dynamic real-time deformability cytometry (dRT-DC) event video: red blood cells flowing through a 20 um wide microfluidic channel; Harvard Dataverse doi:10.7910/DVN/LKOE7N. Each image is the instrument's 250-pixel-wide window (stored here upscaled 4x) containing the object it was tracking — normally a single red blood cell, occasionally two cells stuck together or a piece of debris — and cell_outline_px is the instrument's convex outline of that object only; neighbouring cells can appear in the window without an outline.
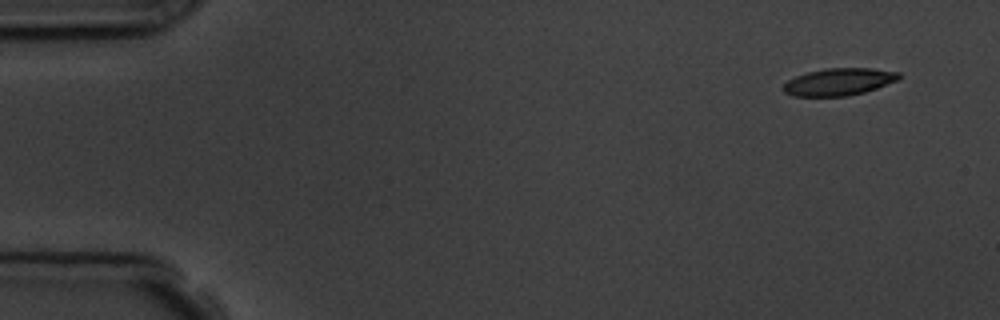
{"species": "common noctule bat (a hibernating species)", "species_latin": "Nyctalus noctula", "temperature_condition": "room temperature", "stored_images_in_passage": 5, "camera_frame_rate_fps": 3000, "um_per_image_px": 0.085, "animal": {"sex": "male", "body_mass_g": 19.5, "forearm_length_mm": 54.6}, "frame": {"image": 1, "passage_image": 1, "time_ms": 0.0, "image_size_px": [1000, 320], "cell_outline_px": [[900, 76], [896, 80], [876, 88], [864, 92], [848, 96], [792, 96], [784, 92], [784, 84], [788, 80], [796, 76], [808, 72], [824, 68], [872, 68], [900, 72]], "centroid_in_image_um": [71.29, 6.95], "position_along_channel_um": 13.7, "area_um2": 18.21}}
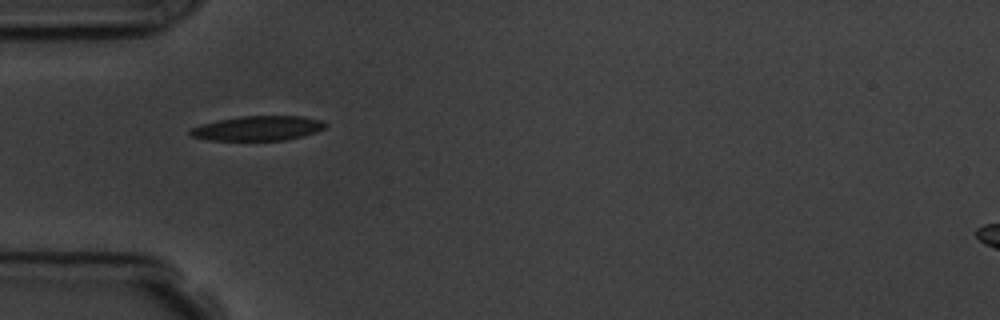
{"frame": {"image": 2, "passage_image": 4, "time_ms": 4.333, "image_size_px": [1000, 320], "cell_outline_px": [[328, 128], [304, 136], [284, 140], [208, 140], [192, 136], [188, 132], [192, 128], [200, 124], [240, 116], [304, 116], [320, 120], [328, 124]], "centroid_in_image_um": [21.97, 10.9], "position_along_channel_um": 63.0, "area_um2": 19.48}}